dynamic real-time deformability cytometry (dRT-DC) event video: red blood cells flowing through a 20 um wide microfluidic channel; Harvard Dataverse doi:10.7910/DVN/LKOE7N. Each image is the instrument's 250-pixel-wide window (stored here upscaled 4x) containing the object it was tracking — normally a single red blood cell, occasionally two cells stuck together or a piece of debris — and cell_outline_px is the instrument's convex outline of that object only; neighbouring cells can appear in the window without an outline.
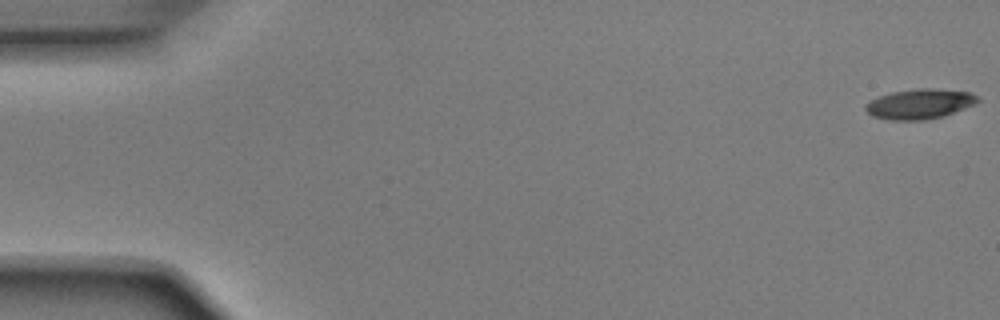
{"species": "Egyptian fruit bat (a non-hibernating species)", "species_latin": "Rousettus aegyptiacus", "temperature_condition": "room temperature", "stored_images_in_passage": 5, "camera_frame_rate_fps": 3000, "um_per_image_px": 0.085, "animal": {"sex": "male"}, "frame": {"image": 1, "passage_image": 1, "time_ms": 0.0, "image_size_px": [1000, 320], "cell_outline_px": [[980, 100], [964, 108], [944, 116], [924, 120], [892, 120], [872, 116], [864, 108], [872, 100], [880, 96], [892, 92], [916, 88], [932, 88], [972, 92]], "centroid_in_image_um": [78.19, 8.83], "position_along_channel_um": 6.8, "area_um2": 19.36}}